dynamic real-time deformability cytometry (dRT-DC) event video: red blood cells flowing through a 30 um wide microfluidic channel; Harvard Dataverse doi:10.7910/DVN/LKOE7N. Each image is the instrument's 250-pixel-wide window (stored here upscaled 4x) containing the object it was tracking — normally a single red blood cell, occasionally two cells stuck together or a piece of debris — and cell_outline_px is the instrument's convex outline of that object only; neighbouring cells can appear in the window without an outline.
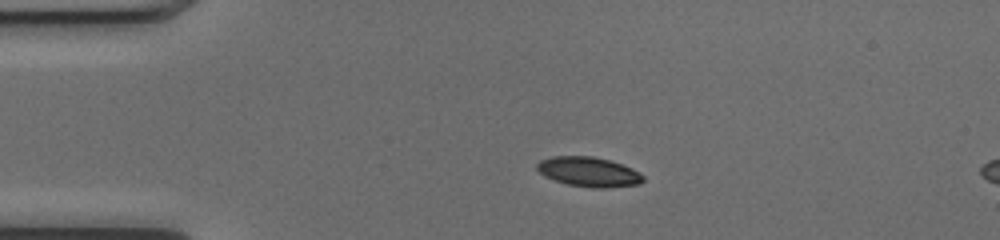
{"species": "common noctule bat (a hibernating species)", "species_latin": "Nyctalus noctula", "temperature_condition": "cold", "stored_images_in_passage": 41, "camera_frame_rate_fps": 3000, "um_per_image_px": 0.085, "animal": {"sex": "female", "body_mass_g": 17.0, "forearm_length_mm": 48.0}, "frame": {"image": 1, "passage_image": 1, "time_ms": 0.0, "image_size_px": [1000, 240], "cell_outline_px": [[644, 180], [640, 184], [604, 188], [592, 188], [568, 184], [544, 176], [536, 168], [536, 164], [540, 160], [552, 156], [592, 156], [608, 160], [632, 168], [640, 172], [644, 176]], "centroid_in_image_um": [50.05, 14.61], "position_along_channel_um": 35.0, "area_um2": 18.32}}
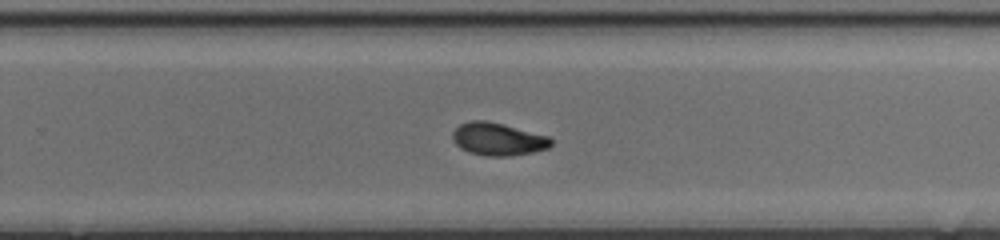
{"frame": {"image": 2, "passage_image": 23, "time_ms": 7.333, "image_size_px": [1000, 240], "cell_outline_px": [[552, 144], [548, 148], [532, 152], [508, 156], [484, 156], [468, 152], [460, 148], [452, 140], [452, 132], [460, 124], [468, 120], [488, 120], [504, 124], [548, 136], [552, 140]], "centroid_in_image_um": [42.29, 11.82], "position_along_channel_um": 287.5, "area_um2": 18.9}}
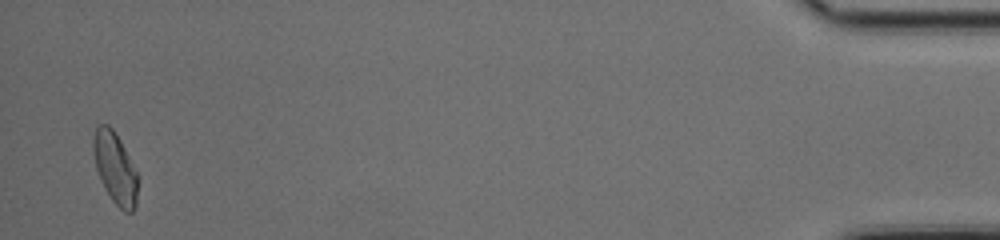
{"frame": {"image": 3, "passage_image": 40, "time_ms": 13.0, "image_size_px": [1000, 240], "cell_outline_px": [[136, 208], [132, 212], [124, 212], [112, 200], [104, 188], [96, 168], [92, 152], [92, 140], [96, 128], [100, 124], [108, 124], [112, 128], [120, 140], [136, 168]], "centroid_in_image_um": [9.76, 14.27], "position_along_channel_um": 425.4, "area_um2": 18.44}, "authors_computed_cell_mechanics": {"area_um2": 18.8428, "velocity_mm_per_s": 4.0335, "shape_relaxation_time_tau1_ms": 4.816, "shape_relaxation_time_tau2_ms": 2.4655, "deformation_change_tau1": 0.1489, "deformation_change_tau2": 0.0593}}